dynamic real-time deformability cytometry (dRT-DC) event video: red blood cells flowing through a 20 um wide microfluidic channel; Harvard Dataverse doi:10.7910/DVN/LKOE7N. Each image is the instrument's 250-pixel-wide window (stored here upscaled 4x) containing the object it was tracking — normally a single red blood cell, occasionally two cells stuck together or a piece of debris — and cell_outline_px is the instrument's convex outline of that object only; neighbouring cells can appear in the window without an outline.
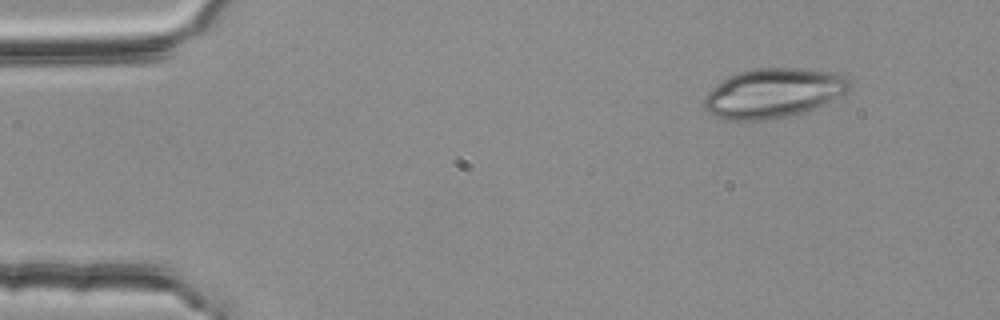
{"species": "common noctule bat (a hibernating species)", "species_latin": "Nyctalus noctula", "temperature_condition": "room temperature", "stored_images_in_passage": 3, "camera_frame_rate_fps": 3000, "um_per_image_px": 0.085, "animal": {"sex": "female", "body_mass_g": 25.1}, "frame": {"image": 1, "passage_image": 1, "time_ms": 0.0, "image_size_px": [1000, 320], "cell_outline_px": [[852, 88], [848, 92], [824, 104], [804, 112], [788, 116], [764, 120], [732, 120], [716, 116], [708, 112], [704, 108], [704, 100], [708, 92], [716, 84], [728, 76], [740, 72], [756, 68], [800, 68], [836, 72], [848, 76], [852, 84]], "centroid_in_image_um": [65.79, 7.9], "position_along_channel_um": 19.2, "area_um2": 42.14}}